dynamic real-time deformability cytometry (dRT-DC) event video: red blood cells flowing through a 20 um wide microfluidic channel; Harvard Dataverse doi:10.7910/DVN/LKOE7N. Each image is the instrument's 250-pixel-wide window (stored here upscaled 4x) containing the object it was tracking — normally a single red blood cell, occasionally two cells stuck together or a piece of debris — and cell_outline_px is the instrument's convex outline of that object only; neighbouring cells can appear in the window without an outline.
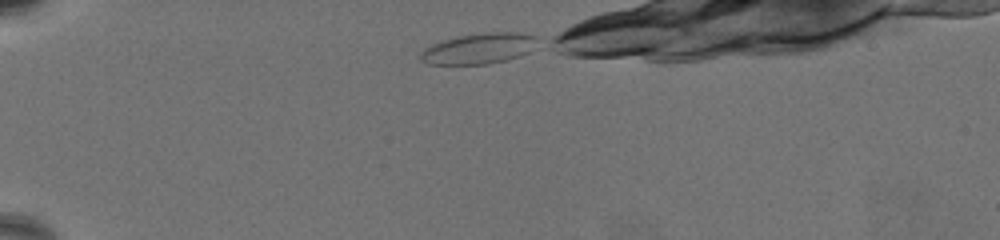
{"species": "common noctule bat (a hibernating species)", "species_latin": "Nyctalus noctula", "temperature_condition": "warm", "stored_images_in_passage": 41, "camera_frame_rate_fps": 3000, "um_per_image_px": 0.085, "animal": {"sex": "female", "body_mass_g": 19.5, "forearm_length_mm": 54.1}, "frame": {"image": 1, "passage_image": 1, "time_ms": 0.0, "image_size_px": [1000, 240], "cell_outline_px": [[536, 36], [528, 52], [504, 60], [488, 64], [428, 64], [420, 60], [420, 52], [424, 48], [432, 44], [456, 36], [484, 32], [520, 32]], "centroid_in_image_um": [40.61, 4.12], "position_along_channel_um": 44.4, "area_um2": 20.58}}
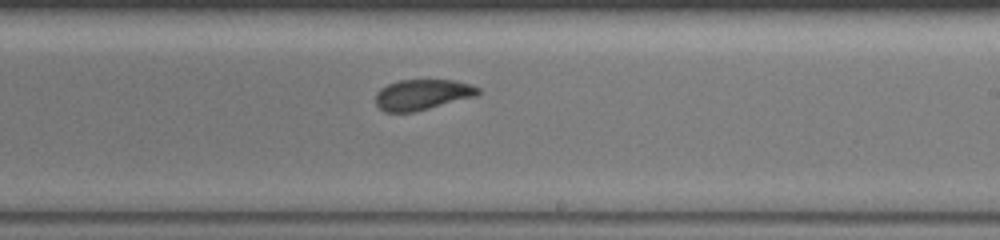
{"frame": {"image": 2, "passage_image": 25, "time_ms": 8.0, "image_size_px": [1000, 240], "cell_outline_px": [[480, 92], [476, 96], [412, 112], [384, 112], [376, 104], [376, 92], [380, 88], [388, 84], [400, 80], [452, 80], [472, 84], [480, 88]], "centroid_in_image_um": [35.89, 8.03], "position_along_channel_um": 253.1, "area_um2": 18.15}}
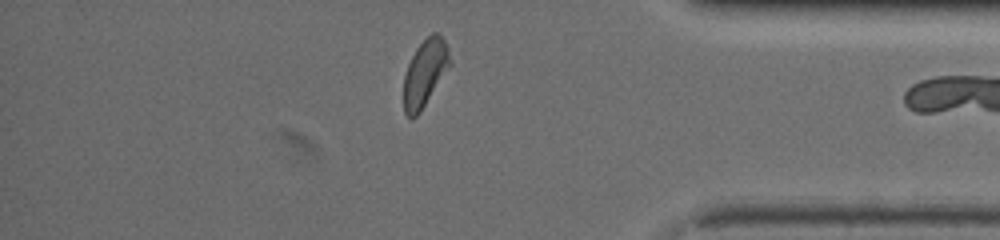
{"frame": {"image": 3, "passage_image": 40, "time_ms": 13.0, "image_size_px": [1000, 240], "cell_outline_px": [[452, 64], [420, 112], [412, 120], [404, 112], [404, 76], [408, 64], [416, 48], [432, 32], [436, 32], [444, 40], [448, 48]], "centroid_in_image_um": [36.13, 6.21], "position_along_channel_um": 399.1, "area_um2": 17.98}}